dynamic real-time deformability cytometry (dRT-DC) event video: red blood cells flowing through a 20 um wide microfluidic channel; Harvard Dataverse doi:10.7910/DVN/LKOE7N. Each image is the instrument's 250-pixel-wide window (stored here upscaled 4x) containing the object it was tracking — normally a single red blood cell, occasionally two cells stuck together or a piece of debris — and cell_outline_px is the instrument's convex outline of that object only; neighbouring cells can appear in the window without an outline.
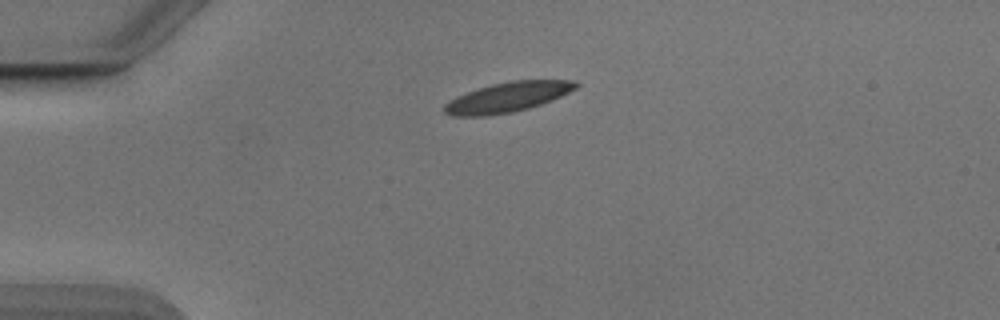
{"species": "Egyptian fruit bat (a non-hibernating species)", "species_latin": "Rousettus aegyptiacus", "temperature_condition": "cold", "stored_images_in_passage": 41, "camera_frame_rate_fps": 3000, "um_per_image_px": 0.085, "animal": {"sex": "male"}, "frame": {"image": 1, "passage_image": 1, "time_ms": 0.0, "image_size_px": [1000, 320], "cell_outline_px": [[580, 84], [576, 88], [552, 100], [528, 108], [512, 112], [488, 116], [452, 116], [444, 112], [444, 104], [448, 100], [456, 96], [492, 84], [512, 80], [576, 80]], "centroid_in_image_um": [43.13, 8.26], "position_along_channel_um": 41.9, "area_um2": 22.83}}
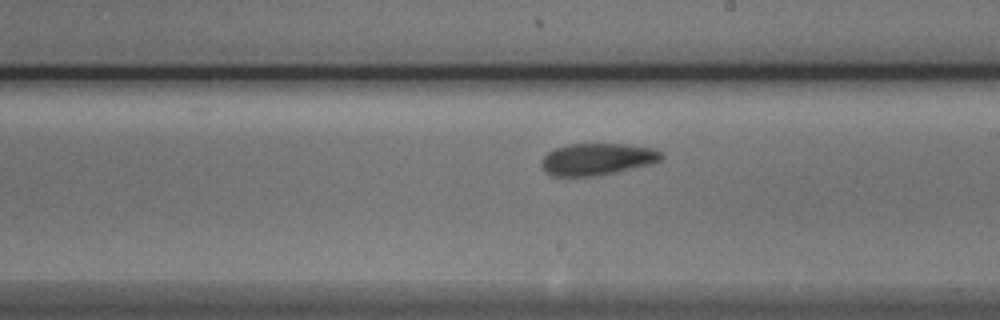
{"frame": {"image": 2, "passage_image": 19, "time_ms": 6.0, "image_size_px": [1000, 320], "cell_outline_px": [[664, 156], [660, 160], [652, 164], [600, 176], [552, 176], [544, 172], [540, 168], [540, 160], [548, 152], [556, 148], [568, 144], [624, 144], [652, 148], [660, 152]], "centroid_in_image_um": [50.72, 13.55], "position_along_channel_um": 238.3, "area_um2": 22.54}}
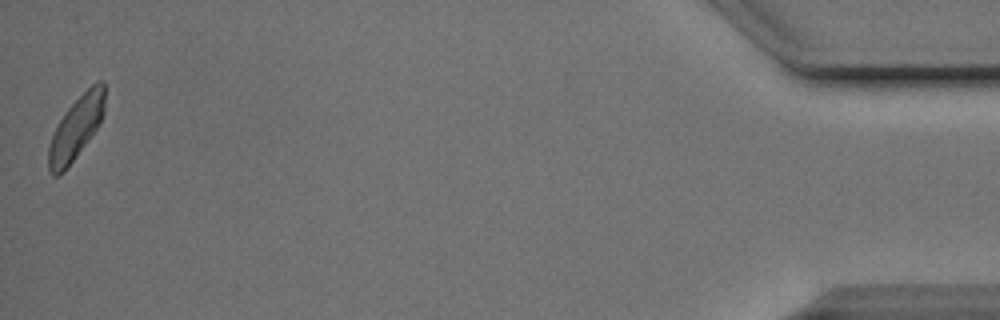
{"frame": {"image": 3, "passage_image": 41, "time_ms": 13.333, "image_size_px": [1000, 320], "cell_outline_px": [[104, 112], [96, 128], [64, 172], [56, 176], [52, 176], [48, 168], [48, 148], [52, 136], [64, 112], [96, 80], [104, 80]], "centroid_in_image_um": [6.45, 10.88], "position_along_channel_um": 428.7, "area_um2": 20.06}, "authors_computed_cell_mechanics": {"area_um2": 22.1952, "velocity_mm_per_s": 3.8279, "shape_relaxation_time_tau1_ms": 6.878, "shape_relaxation_time_tau2_ms": 10.4024, "deformation_change_tau1": 0.1566, "deformation_change_tau2": 0.1831}}